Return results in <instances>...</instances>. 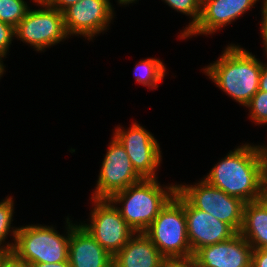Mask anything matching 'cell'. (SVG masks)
Returning a JSON list of instances; mask_svg holds the SVG:
<instances>
[{"label":"cell","mask_w":267,"mask_h":267,"mask_svg":"<svg viewBox=\"0 0 267 267\" xmlns=\"http://www.w3.org/2000/svg\"><path fill=\"white\" fill-rule=\"evenodd\" d=\"M203 179L245 203L262 199L267 191L259 146L250 143L230 150Z\"/></svg>","instance_id":"obj_1"},{"label":"cell","mask_w":267,"mask_h":267,"mask_svg":"<svg viewBox=\"0 0 267 267\" xmlns=\"http://www.w3.org/2000/svg\"><path fill=\"white\" fill-rule=\"evenodd\" d=\"M214 63L203 72L233 100L245 106L259 90L262 62L239 45H227ZM259 60V61H258Z\"/></svg>","instance_id":"obj_2"},{"label":"cell","mask_w":267,"mask_h":267,"mask_svg":"<svg viewBox=\"0 0 267 267\" xmlns=\"http://www.w3.org/2000/svg\"><path fill=\"white\" fill-rule=\"evenodd\" d=\"M177 191V184L162 186L157 179H143L113 194L109 200L135 233L144 232Z\"/></svg>","instance_id":"obj_3"},{"label":"cell","mask_w":267,"mask_h":267,"mask_svg":"<svg viewBox=\"0 0 267 267\" xmlns=\"http://www.w3.org/2000/svg\"><path fill=\"white\" fill-rule=\"evenodd\" d=\"M143 233L166 260L193 257L187 236L184 196L178 190Z\"/></svg>","instance_id":"obj_4"},{"label":"cell","mask_w":267,"mask_h":267,"mask_svg":"<svg viewBox=\"0 0 267 267\" xmlns=\"http://www.w3.org/2000/svg\"><path fill=\"white\" fill-rule=\"evenodd\" d=\"M66 219V234L58 233L53 226L26 225L18 228L12 252L17 258L35 263L68 261L70 230L75 225ZM66 235V236H65Z\"/></svg>","instance_id":"obj_5"},{"label":"cell","mask_w":267,"mask_h":267,"mask_svg":"<svg viewBox=\"0 0 267 267\" xmlns=\"http://www.w3.org/2000/svg\"><path fill=\"white\" fill-rule=\"evenodd\" d=\"M177 190L197 209L229 224L239 233L245 202L210 185L204 179L194 185L178 184Z\"/></svg>","instance_id":"obj_6"},{"label":"cell","mask_w":267,"mask_h":267,"mask_svg":"<svg viewBox=\"0 0 267 267\" xmlns=\"http://www.w3.org/2000/svg\"><path fill=\"white\" fill-rule=\"evenodd\" d=\"M41 8L29 9L15 27V38L32 46L36 51L60 44L69 38L64 26L63 12L50 4H39ZM64 39V40H63Z\"/></svg>","instance_id":"obj_7"},{"label":"cell","mask_w":267,"mask_h":267,"mask_svg":"<svg viewBox=\"0 0 267 267\" xmlns=\"http://www.w3.org/2000/svg\"><path fill=\"white\" fill-rule=\"evenodd\" d=\"M90 222L81 223L94 239L114 256L135 234L109 199H94Z\"/></svg>","instance_id":"obj_8"},{"label":"cell","mask_w":267,"mask_h":267,"mask_svg":"<svg viewBox=\"0 0 267 267\" xmlns=\"http://www.w3.org/2000/svg\"><path fill=\"white\" fill-rule=\"evenodd\" d=\"M108 146L91 197L94 199H109L116 192L143 180L135 171L124 146L114 135Z\"/></svg>","instance_id":"obj_9"},{"label":"cell","mask_w":267,"mask_h":267,"mask_svg":"<svg viewBox=\"0 0 267 267\" xmlns=\"http://www.w3.org/2000/svg\"><path fill=\"white\" fill-rule=\"evenodd\" d=\"M116 128L113 135L124 146L135 171L143 179H158L156 171L161 166L162 151L153 134L136 122L125 130Z\"/></svg>","instance_id":"obj_10"},{"label":"cell","mask_w":267,"mask_h":267,"mask_svg":"<svg viewBox=\"0 0 267 267\" xmlns=\"http://www.w3.org/2000/svg\"><path fill=\"white\" fill-rule=\"evenodd\" d=\"M113 12L110 0H80L63 11L66 33L91 40L108 29Z\"/></svg>","instance_id":"obj_11"},{"label":"cell","mask_w":267,"mask_h":267,"mask_svg":"<svg viewBox=\"0 0 267 267\" xmlns=\"http://www.w3.org/2000/svg\"><path fill=\"white\" fill-rule=\"evenodd\" d=\"M187 236L192 253L198 249L231 239L237 232L223 221L195 208L184 197Z\"/></svg>","instance_id":"obj_12"},{"label":"cell","mask_w":267,"mask_h":267,"mask_svg":"<svg viewBox=\"0 0 267 267\" xmlns=\"http://www.w3.org/2000/svg\"><path fill=\"white\" fill-rule=\"evenodd\" d=\"M253 247L240 234L198 249L193 258L198 267H252Z\"/></svg>","instance_id":"obj_13"},{"label":"cell","mask_w":267,"mask_h":267,"mask_svg":"<svg viewBox=\"0 0 267 267\" xmlns=\"http://www.w3.org/2000/svg\"><path fill=\"white\" fill-rule=\"evenodd\" d=\"M259 0H201V15L196 26L184 37L211 35L250 10Z\"/></svg>","instance_id":"obj_14"},{"label":"cell","mask_w":267,"mask_h":267,"mask_svg":"<svg viewBox=\"0 0 267 267\" xmlns=\"http://www.w3.org/2000/svg\"><path fill=\"white\" fill-rule=\"evenodd\" d=\"M68 260L71 267H113V256L81 224L70 230Z\"/></svg>","instance_id":"obj_15"},{"label":"cell","mask_w":267,"mask_h":267,"mask_svg":"<svg viewBox=\"0 0 267 267\" xmlns=\"http://www.w3.org/2000/svg\"><path fill=\"white\" fill-rule=\"evenodd\" d=\"M165 258L143 233H135L113 256V267H163Z\"/></svg>","instance_id":"obj_16"},{"label":"cell","mask_w":267,"mask_h":267,"mask_svg":"<svg viewBox=\"0 0 267 267\" xmlns=\"http://www.w3.org/2000/svg\"><path fill=\"white\" fill-rule=\"evenodd\" d=\"M239 233L253 249H267V191L262 199L245 203Z\"/></svg>","instance_id":"obj_17"},{"label":"cell","mask_w":267,"mask_h":267,"mask_svg":"<svg viewBox=\"0 0 267 267\" xmlns=\"http://www.w3.org/2000/svg\"><path fill=\"white\" fill-rule=\"evenodd\" d=\"M166 68L160 59L146 58L138 62L134 68V76L138 83L152 90L162 83Z\"/></svg>","instance_id":"obj_18"},{"label":"cell","mask_w":267,"mask_h":267,"mask_svg":"<svg viewBox=\"0 0 267 267\" xmlns=\"http://www.w3.org/2000/svg\"><path fill=\"white\" fill-rule=\"evenodd\" d=\"M14 201L12 196L0 202V251L10 252L13 248L14 242L6 243L5 239L8 237L9 233L14 238L18 232L19 227H11V222L13 221V212H14ZM12 228V230H10ZM5 242V243H4ZM6 245H4V244Z\"/></svg>","instance_id":"obj_19"},{"label":"cell","mask_w":267,"mask_h":267,"mask_svg":"<svg viewBox=\"0 0 267 267\" xmlns=\"http://www.w3.org/2000/svg\"><path fill=\"white\" fill-rule=\"evenodd\" d=\"M165 3L173 10L183 13L187 16L192 17V21L189 22L188 27H185L184 30L179 35L180 39L184 37L196 26L200 19L201 15V0H163Z\"/></svg>","instance_id":"obj_20"},{"label":"cell","mask_w":267,"mask_h":267,"mask_svg":"<svg viewBox=\"0 0 267 267\" xmlns=\"http://www.w3.org/2000/svg\"><path fill=\"white\" fill-rule=\"evenodd\" d=\"M29 8L25 0H0V21L15 28Z\"/></svg>","instance_id":"obj_21"},{"label":"cell","mask_w":267,"mask_h":267,"mask_svg":"<svg viewBox=\"0 0 267 267\" xmlns=\"http://www.w3.org/2000/svg\"><path fill=\"white\" fill-rule=\"evenodd\" d=\"M249 109L250 118L256 124H267V92L258 90L245 105Z\"/></svg>","instance_id":"obj_22"},{"label":"cell","mask_w":267,"mask_h":267,"mask_svg":"<svg viewBox=\"0 0 267 267\" xmlns=\"http://www.w3.org/2000/svg\"><path fill=\"white\" fill-rule=\"evenodd\" d=\"M15 37V28L0 21V59L3 60ZM3 58V59H2Z\"/></svg>","instance_id":"obj_23"},{"label":"cell","mask_w":267,"mask_h":267,"mask_svg":"<svg viewBox=\"0 0 267 267\" xmlns=\"http://www.w3.org/2000/svg\"><path fill=\"white\" fill-rule=\"evenodd\" d=\"M1 267H32L28 261L17 258L12 252H3Z\"/></svg>","instance_id":"obj_24"},{"label":"cell","mask_w":267,"mask_h":267,"mask_svg":"<svg viewBox=\"0 0 267 267\" xmlns=\"http://www.w3.org/2000/svg\"><path fill=\"white\" fill-rule=\"evenodd\" d=\"M163 267H198V264L193 257L184 259H167L165 260Z\"/></svg>","instance_id":"obj_25"},{"label":"cell","mask_w":267,"mask_h":267,"mask_svg":"<svg viewBox=\"0 0 267 267\" xmlns=\"http://www.w3.org/2000/svg\"><path fill=\"white\" fill-rule=\"evenodd\" d=\"M252 267H267V249H253Z\"/></svg>","instance_id":"obj_26"},{"label":"cell","mask_w":267,"mask_h":267,"mask_svg":"<svg viewBox=\"0 0 267 267\" xmlns=\"http://www.w3.org/2000/svg\"><path fill=\"white\" fill-rule=\"evenodd\" d=\"M263 5H262V21H261V35H262V40H263V47L265 48V53L267 57V0H262Z\"/></svg>","instance_id":"obj_27"},{"label":"cell","mask_w":267,"mask_h":267,"mask_svg":"<svg viewBox=\"0 0 267 267\" xmlns=\"http://www.w3.org/2000/svg\"><path fill=\"white\" fill-rule=\"evenodd\" d=\"M80 0H53L50 5L60 12H63L69 6L79 2Z\"/></svg>","instance_id":"obj_28"},{"label":"cell","mask_w":267,"mask_h":267,"mask_svg":"<svg viewBox=\"0 0 267 267\" xmlns=\"http://www.w3.org/2000/svg\"><path fill=\"white\" fill-rule=\"evenodd\" d=\"M260 153L262 156V162H263V179L264 184L267 189V146L263 144V146L259 145Z\"/></svg>","instance_id":"obj_29"},{"label":"cell","mask_w":267,"mask_h":267,"mask_svg":"<svg viewBox=\"0 0 267 267\" xmlns=\"http://www.w3.org/2000/svg\"><path fill=\"white\" fill-rule=\"evenodd\" d=\"M259 90L267 92V63L263 64L259 78Z\"/></svg>","instance_id":"obj_30"},{"label":"cell","mask_w":267,"mask_h":267,"mask_svg":"<svg viewBox=\"0 0 267 267\" xmlns=\"http://www.w3.org/2000/svg\"><path fill=\"white\" fill-rule=\"evenodd\" d=\"M32 267H71L69 260L59 263H35Z\"/></svg>","instance_id":"obj_31"},{"label":"cell","mask_w":267,"mask_h":267,"mask_svg":"<svg viewBox=\"0 0 267 267\" xmlns=\"http://www.w3.org/2000/svg\"><path fill=\"white\" fill-rule=\"evenodd\" d=\"M137 0H117L118 4L129 5L130 3H135Z\"/></svg>","instance_id":"obj_32"},{"label":"cell","mask_w":267,"mask_h":267,"mask_svg":"<svg viewBox=\"0 0 267 267\" xmlns=\"http://www.w3.org/2000/svg\"><path fill=\"white\" fill-rule=\"evenodd\" d=\"M53 0H33V2L39 4H50Z\"/></svg>","instance_id":"obj_33"},{"label":"cell","mask_w":267,"mask_h":267,"mask_svg":"<svg viewBox=\"0 0 267 267\" xmlns=\"http://www.w3.org/2000/svg\"><path fill=\"white\" fill-rule=\"evenodd\" d=\"M4 64H3V60L0 59V78L2 77V75L4 74L5 72V69H4Z\"/></svg>","instance_id":"obj_34"},{"label":"cell","mask_w":267,"mask_h":267,"mask_svg":"<svg viewBox=\"0 0 267 267\" xmlns=\"http://www.w3.org/2000/svg\"><path fill=\"white\" fill-rule=\"evenodd\" d=\"M3 257V251H0V267H1V259Z\"/></svg>","instance_id":"obj_35"}]
</instances>
